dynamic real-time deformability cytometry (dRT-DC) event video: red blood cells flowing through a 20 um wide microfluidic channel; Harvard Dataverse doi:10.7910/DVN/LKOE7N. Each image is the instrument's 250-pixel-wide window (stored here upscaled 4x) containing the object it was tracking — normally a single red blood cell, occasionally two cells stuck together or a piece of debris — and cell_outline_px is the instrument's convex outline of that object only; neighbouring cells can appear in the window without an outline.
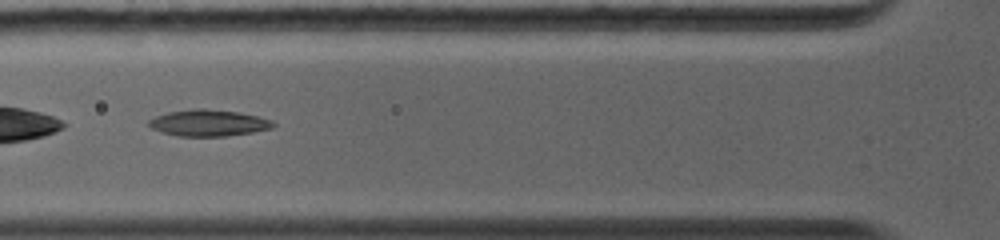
{"species": "common noctule bat (a hibernating species)", "species_latin": "Nyctalus noctula", "temperature_condition": "warm", "stored_images_in_passage": 20, "camera_frame_rate_fps": 5000, "um_per_image_px": 0.085, "animal": {"sex": "female", "body_mass_g": 19.0, "forearm_length_mm": 56.7}, "frame": {"image": 1, "passage_image": 4, "time_ms": 1.2, "image_size_px": [1000, 240], "cell_outline_px": [[276, 124], [272, 128], [252, 132], [224, 136], [176, 136], [152, 128], [148, 124], [148, 120], [156, 116], [168, 112], [192, 108], [204, 108], [240, 112], [272, 120]], "centroid_in_image_um": [17.72, 10.44], "position_along_channel_um": 108.1, "area_um2": 19.13}}